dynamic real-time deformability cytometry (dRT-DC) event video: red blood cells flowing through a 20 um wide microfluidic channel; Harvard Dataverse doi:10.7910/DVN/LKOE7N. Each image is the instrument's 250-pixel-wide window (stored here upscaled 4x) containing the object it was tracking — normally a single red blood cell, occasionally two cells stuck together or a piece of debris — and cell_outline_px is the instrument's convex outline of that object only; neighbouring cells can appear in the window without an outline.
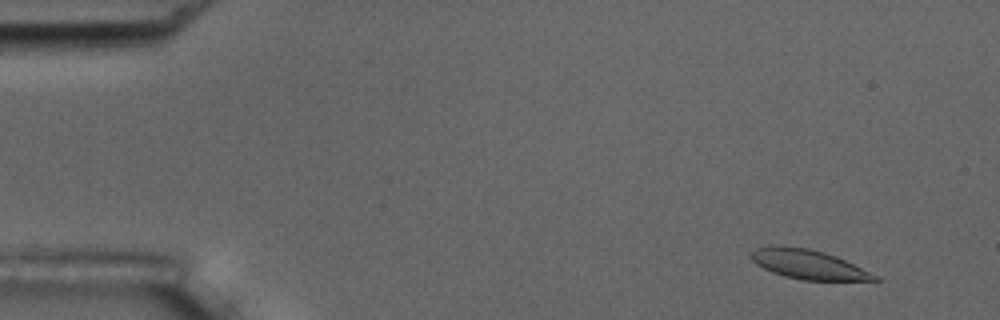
{"species": "common noctule bat (a hibernating species)", "species_latin": "Nyctalus noctula", "temperature_condition": "room temperature", "stored_images_in_passage": 10, "camera_frame_rate_fps": 3000, "um_per_image_px": 0.085, "animal": {"sex": "male", "body_mass_g": 17.5, "forearm_length_mm": 52.3}, "frame": {"image": 1, "passage_image": 1, "time_ms": 0.0, "image_size_px": [1000, 320], "cell_outline_px": [[880, 280], [804, 280], [784, 276], [772, 272], [756, 264], [748, 256], [756, 248], [772, 244], [808, 248], [824, 252], [836, 256], [880, 276]], "centroid_in_image_um": [68.68, 22.45], "position_along_channel_um": 16.3, "area_um2": 21.21}}
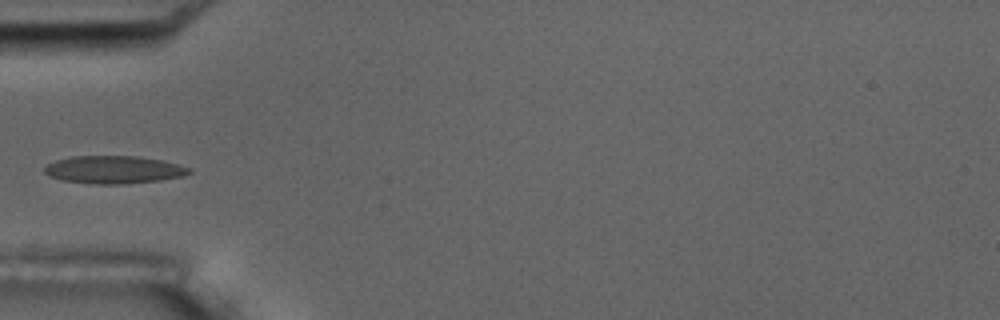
{"frame": {"image": 2, "passage_image": 5, "time_ms": 4.667, "image_size_px": [1000, 320], "cell_outline_px": [[192, 172], [184, 176], [160, 180], [120, 184], [92, 184], [60, 180], [48, 176], [44, 172], [44, 168], [48, 164], [56, 160], [72, 156], [140, 156], [164, 160], [192, 168]], "centroid_in_image_um": [9.69, 14.42], "position_along_channel_um": 75.3, "area_um2": 23.64}}
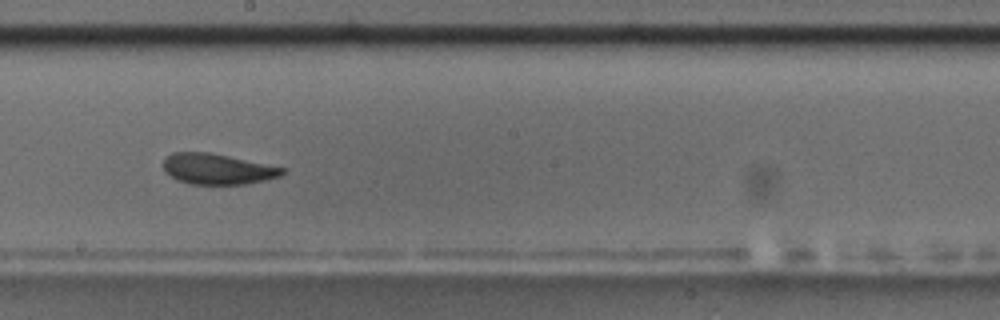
{"frame": {"image": 3, "passage_image": 9, "time_ms": 9.0, "image_size_px": [1000, 320], "cell_outline_px": [[288, 172], [280, 176], [264, 180], [244, 184], [188, 184], [176, 180], [164, 172], [164, 156], [172, 152], [208, 152], [228, 156], [284, 168]], "centroid_in_image_um": [18.43, 14.37], "position_along_channel_um": 229.8, "area_um2": 21.27}}